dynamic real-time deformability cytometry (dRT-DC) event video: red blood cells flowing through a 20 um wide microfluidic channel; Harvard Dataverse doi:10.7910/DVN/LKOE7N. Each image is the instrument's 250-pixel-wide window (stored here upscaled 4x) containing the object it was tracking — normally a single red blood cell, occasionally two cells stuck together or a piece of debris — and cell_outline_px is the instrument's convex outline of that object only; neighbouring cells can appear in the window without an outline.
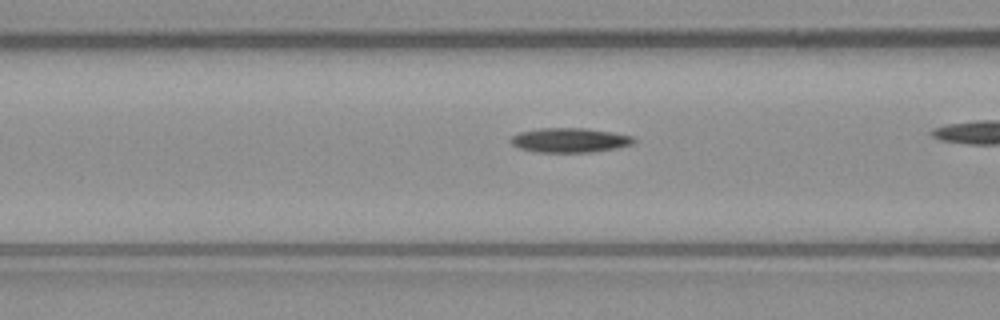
{"species": "common noctule bat (a hibernating species)", "species_latin": "Nyctalus noctula", "temperature_condition": "warm", "stored_images_in_passage": 32, "camera_frame_rate_fps": 3000, "um_per_image_px": 0.085, "animal": {"sex": "male", "body_mass_g": 23.1, "forearm_length_mm": 52.7}, "frame": {"image": 1, "passage_image": 14, "time_ms": 4.333, "image_size_px": [1000, 320], "cell_outline_px": [[636, 140], [632, 144], [616, 148], [592, 152], [536, 152], [520, 148], [512, 144], [508, 140], [512, 136], [520, 132], [540, 128], [588, 128], [636, 136]], "centroid_in_image_um": [48.45, 11.91], "position_along_channel_um": 118.1, "area_um2": 17.69}}